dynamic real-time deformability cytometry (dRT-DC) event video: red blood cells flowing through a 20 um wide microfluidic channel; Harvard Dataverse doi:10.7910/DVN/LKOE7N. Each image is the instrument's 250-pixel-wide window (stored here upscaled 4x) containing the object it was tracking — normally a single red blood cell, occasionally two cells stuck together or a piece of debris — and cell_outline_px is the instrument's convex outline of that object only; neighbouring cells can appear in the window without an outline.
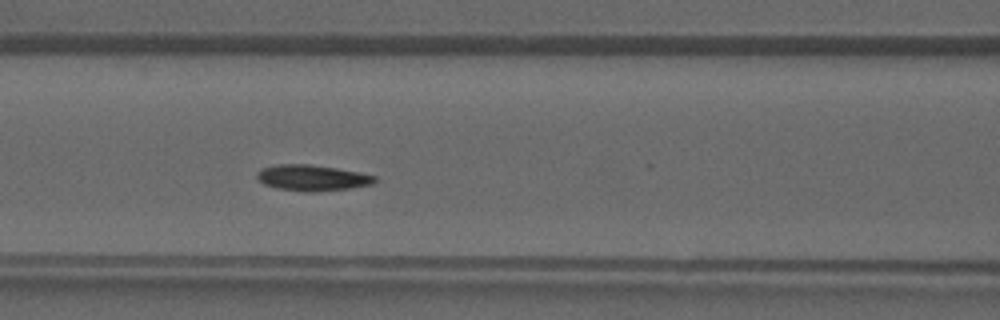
{"species": "common noctule bat (a hibernating species)", "species_latin": "Nyctalus noctula", "temperature_condition": "warm", "stored_images_in_passage": 37, "camera_frame_rate_fps": 3000, "um_per_image_px": 0.085, "animal": {"sex": "male", "forearm_length_mm": 52.5}, "frame": {"image": 1, "passage_image": 14, "time_ms": 4.333, "image_size_px": [1000, 320], "cell_outline_px": [[376, 180], [372, 184], [352, 188], [316, 192], [304, 192], [276, 188], [264, 184], [256, 176], [256, 172], [260, 168], [276, 164], [308, 164], [336, 168], [376, 176]], "centroid_in_image_um": [26.49, 15.12], "position_along_channel_um": 140.1, "area_um2": 17.86}}
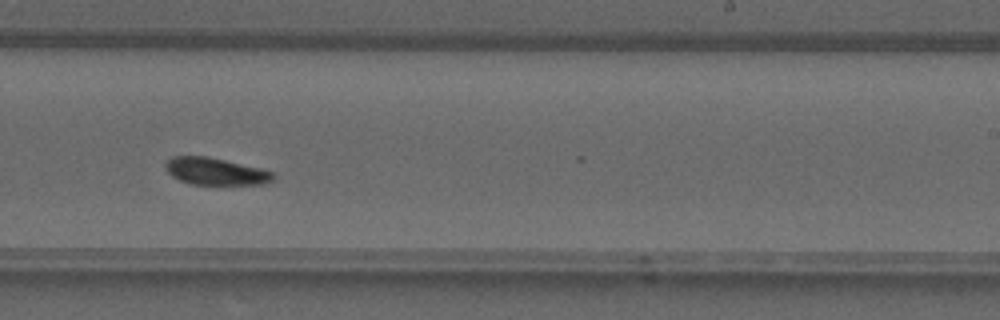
{"frame": {"image": 2, "passage_image": 22, "time_ms": 7.0, "image_size_px": [1000, 320], "cell_outline_px": [[276, 180], [264, 184], [188, 184], [172, 176], [168, 172], [164, 164], [172, 156], [208, 156], [260, 168], [272, 172], [276, 176]], "centroid_in_image_um": [18.34, 14.57], "position_along_channel_um": 270.7, "area_um2": 17.05}}
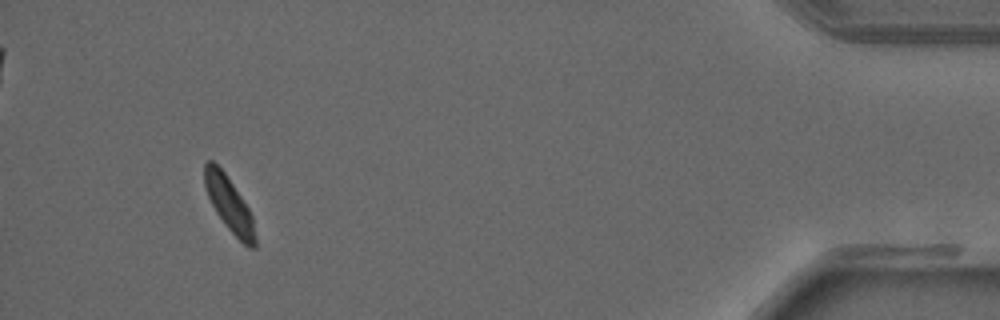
{"frame": {"image": 3, "passage_image": 35, "time_ms": 11.333, "image_size_px": [1000, 320], "cell_outline_px": [[256, 248], [248, 248], [224, 224], [216, 212], [208, 196], [204, 184], [204, 164], [208, 160], [212, 160], [224, 172], [248, 208], [252, 216], [256, 236]], "centroid_in_image_um": [19.48, 17.38], "position_along_channel_um": 415.7, "area_um2": 15.84}}